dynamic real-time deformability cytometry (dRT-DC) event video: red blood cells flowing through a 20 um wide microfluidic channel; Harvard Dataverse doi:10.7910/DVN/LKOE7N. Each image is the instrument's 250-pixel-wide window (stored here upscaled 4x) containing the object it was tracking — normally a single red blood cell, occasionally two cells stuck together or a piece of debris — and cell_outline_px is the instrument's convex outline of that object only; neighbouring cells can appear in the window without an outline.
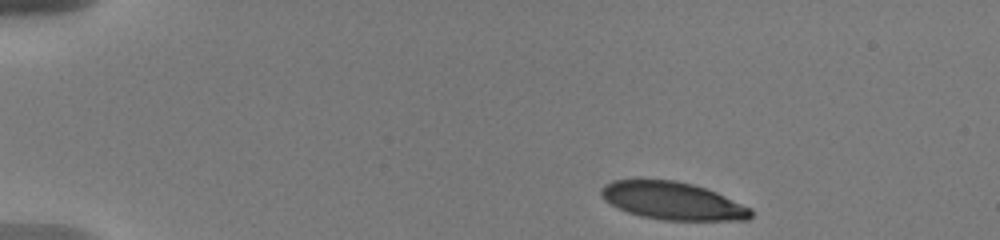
{"species": "human", "species_latin": "Homo sapiens", "temperature_condition": "warm", "stored_images_in_passage": 4, "camera_frame_rate_fps": 3000, "um_per_image_px": 0.085, "donor": {"sex": "male"}, "frame": {"image": 1, "passage_image": 1, "time_ms": 0.0, "image_size_px": [1000, 240], "cell_outline_px": [[752, 216], [748, 220], [664, 220], [640, 216], [616, 208], [604, 200], [600, 192], [600, 188], [604, 184], [612, 180], [676, 180], [692, 184], [716, 192], [752, 208]], "centroid_in_image_um": [57.15, 17.08], "position_along_channel_um": 27.8, "area_um2": 32.95}}